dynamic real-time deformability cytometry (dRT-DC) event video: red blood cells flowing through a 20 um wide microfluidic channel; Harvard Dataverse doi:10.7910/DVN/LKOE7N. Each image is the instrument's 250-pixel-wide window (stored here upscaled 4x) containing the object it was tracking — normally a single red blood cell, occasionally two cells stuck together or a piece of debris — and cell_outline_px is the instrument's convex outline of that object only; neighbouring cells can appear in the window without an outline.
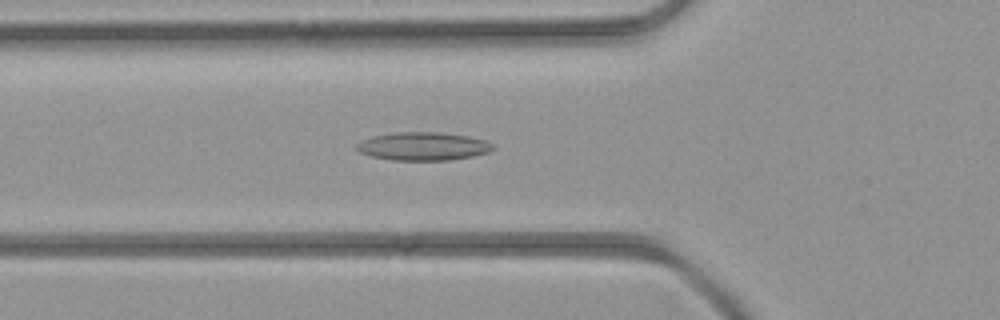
{"species": "common noctule bat (a hibernating species)", "species_latin": "Nyctalus noctula", "temperature_condition": "room temperature", "stored_images_in_passage": 43, "camera_frame_rate_fps": 3000, "um_per_image_px": 0.085, "animal": {"sex": "female", "body_mass_g": 21.9}, "frame": {"image": 1, "passage_image": 15, "time_ms": 4.667, "image_size_px": [1000, 320], "cell_outline_px": [[496, 148], [488, 152], [472, 156], [448, 160], [392, 160], [372, 156], [360, 152], [356, 148], [356, 144], [360, 140], [372, 136], [396, 132], [436, 132], [468, 136], [484, 140], [496, 144]], "centroid_in_image_um": [35.97, 12.43], "position_along_channel_um": 89.8, "area_um2": 22.43}}
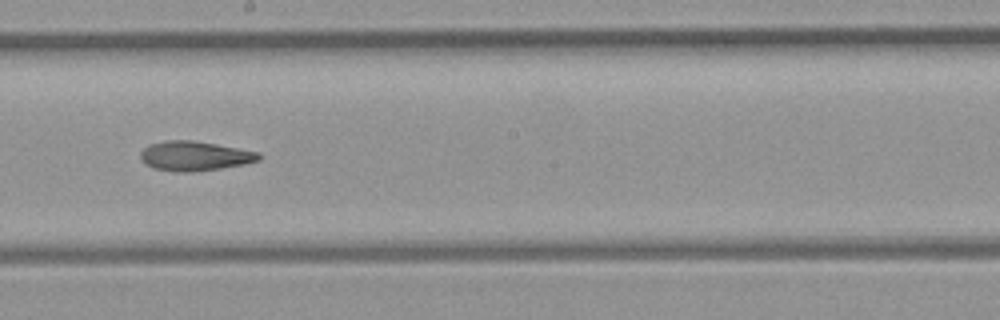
{"frame": {"image": 2, "passage_image": 24, "time_ms": 7.667, "image_size_px": [1000, 320], "cell_outline_px": [[260, 160], [244, 164], [220, 168], [192, 172], [176, 172], [152, 168], [144, 164], [140, 160], [140, 152], [148, 144], [164, 140], [192, 140], [216, 144], [260, 152]], "centroid_in_image_um": [16.49, 13.26], "position_along_channel_um": 231.7, "area_um2": 20.58}}
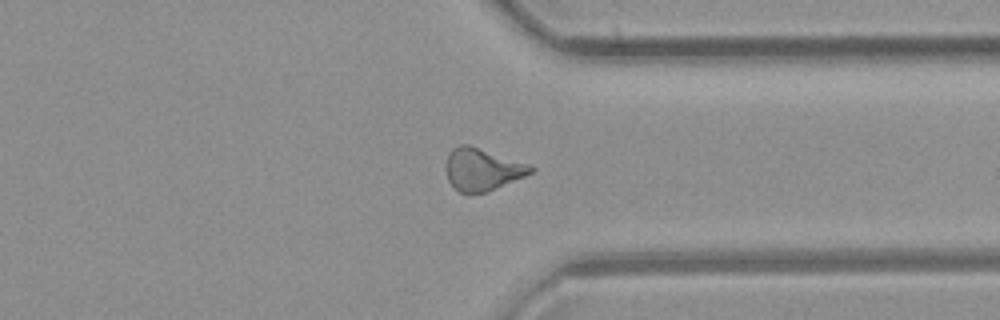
{"frame": {"image": 3, "passage_image": 33, "time_ms": 10.667, "image_size_px": [1000, 320], "cell_outline_px": [[536, 168], [532, 172], [524, 176], [488, 192], [468, 196], [460, 192], [448, 180], [448, 152], [452, 148], [460, 144], [468, 144], [532, 164]], "centroid_in_image_um": [41.04, 14.41], "position_along_channel_um": 370.4, "area_um2": 21.1}}